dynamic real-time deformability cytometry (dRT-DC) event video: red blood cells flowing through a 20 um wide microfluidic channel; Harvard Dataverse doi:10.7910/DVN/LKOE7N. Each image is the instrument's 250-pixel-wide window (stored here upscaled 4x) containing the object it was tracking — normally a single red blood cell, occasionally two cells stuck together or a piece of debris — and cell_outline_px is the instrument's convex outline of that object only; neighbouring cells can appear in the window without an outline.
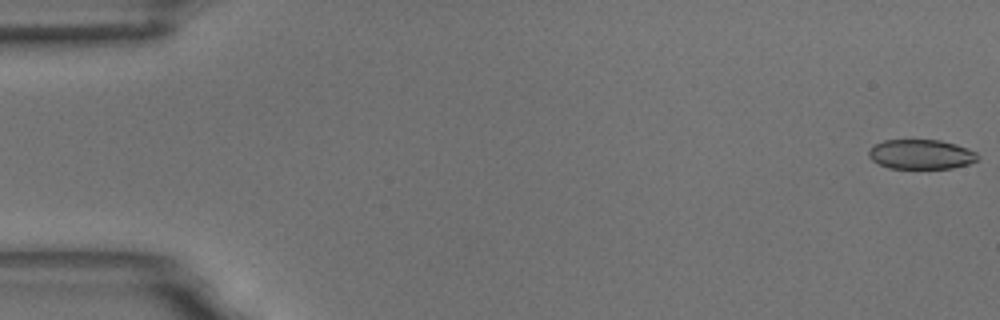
{"species": "common noctule bat (a hibernating species)", "species_latin": "Nyctalus noctula", "temperature_condition": "room temperature", "stored_images_in_passage": 56, "camera_frame_rate_fps": 3000, "um_per_image_px": 0.085, "animal": {"sex": "male", "body_mass_g": 18.8}, "frame": {"image": 1, "passage_image": 1, "time_ms": 0.0, "image_size_px": [1000, 320], "cell_outline_px": [[976, 160], [968, 164], [952, 168], [892, 168], [880, 164], [872, 160], [868, 156], [868, 152], [876, 144], [884, 140], [940, 140], [956, 144], [968, 148], [976, 152]], "centroid_in_image_um": [78.29, 13.11], "position_along_channel_um": 6.7, "area_um2": 18.55}}
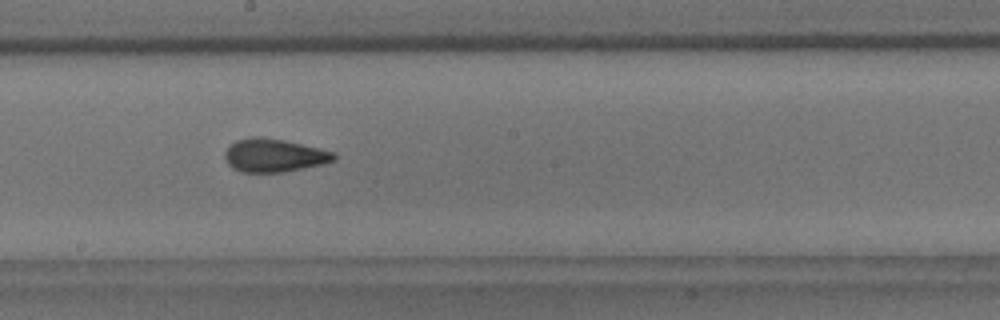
{"frame": {"image": 2, "passage_image": 31, "time_ms": 10.0, "image_size_px": [1000, 320], "cell_outline_px": [[336, 160], [324, 164], [284, 172], [244, 172], [232, 168], [228, 164], [224, 156], [224, 152], [236, 140], [252, 136], [260, 136], [284, 140], [320, 148], [336, 152]], "centroid_in_image_um": [23.32, 13.2], "position_along_channel_um": 224.9, "area_um2": 21.27}}
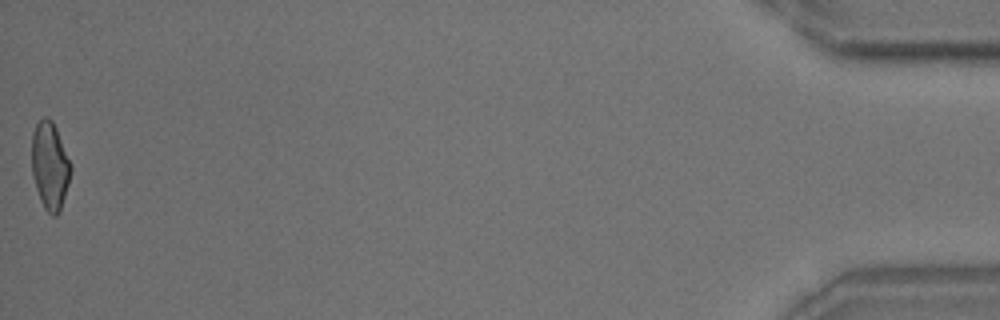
{"frame": {"image": 3, "passage_image": 56, "time_ms": 18.333, "image_size_px": [1000, 320], "cell_outline_px": [[72, 172], [60, 212], [56, 216], [52, 216], [44, 208], [40, 200], [32, 176], [32, 132], [36, 124], [44, 116], [48, 116], [52, 120], [56, 128], [72, 164]], "centroid_in_image_um": [4.25, 14.09], "position_along_channel_um": 430.9, "area_um2": 20.23}, "authors_computed_cell_mechanics": {"area_um2": 20.519, "velocity_mm_per_s": 3.6438, "shape_relaxation_time_tau1_ms": 7.5244, "shape_relaxation_time_tau2_ms": 1.3345, "deformation_change_tau1": 0.1532, "deformation_change_tau2": 0.0791}}